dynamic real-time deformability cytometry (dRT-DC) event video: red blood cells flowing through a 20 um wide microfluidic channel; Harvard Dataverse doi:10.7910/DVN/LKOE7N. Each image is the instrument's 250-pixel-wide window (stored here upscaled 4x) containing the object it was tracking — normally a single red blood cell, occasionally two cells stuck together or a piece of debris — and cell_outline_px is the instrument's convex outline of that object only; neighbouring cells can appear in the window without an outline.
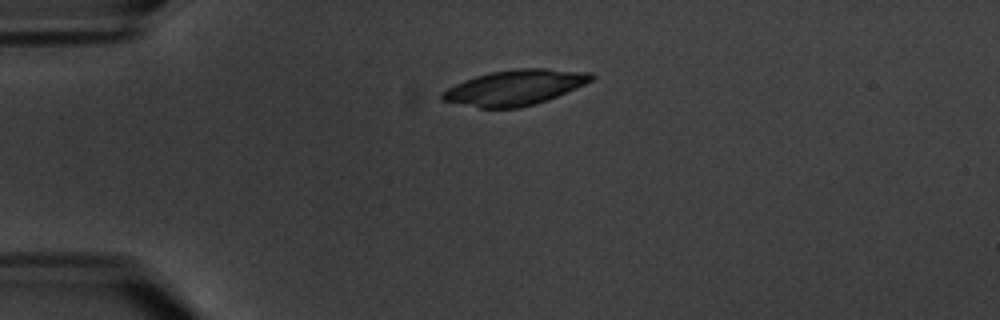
{"species": "common noctule bat (a hibernating species)", "species_latin": "Nyctalus noctula", "temperature_condition": "warm", "stored_images_in_passage": 3, "camera_frame_rate_fps": 3000, "um_per_image_px": 0.085, "animal": {"sex": "male", "body_mass_g": 20.1, "forearm_length_mm": 53.5}, "frame": {"image": 1, "passage_image": 1, "time_ms": 0.0, "image_size_px": [1000, 320], "cell_outline_px": [[596, 76], [592, 80], [576, 88], [548, 100], [536, 104], [520, 108], [480, 108], [440, 100], [440, 92], [464, 80], [488, 72], [516, 68], [548, 68], [592, 72]], "centroid_in_image_um": [43.78, 7.43], "position_along_channel_um": 41.2, "area_um2": 30.98}}